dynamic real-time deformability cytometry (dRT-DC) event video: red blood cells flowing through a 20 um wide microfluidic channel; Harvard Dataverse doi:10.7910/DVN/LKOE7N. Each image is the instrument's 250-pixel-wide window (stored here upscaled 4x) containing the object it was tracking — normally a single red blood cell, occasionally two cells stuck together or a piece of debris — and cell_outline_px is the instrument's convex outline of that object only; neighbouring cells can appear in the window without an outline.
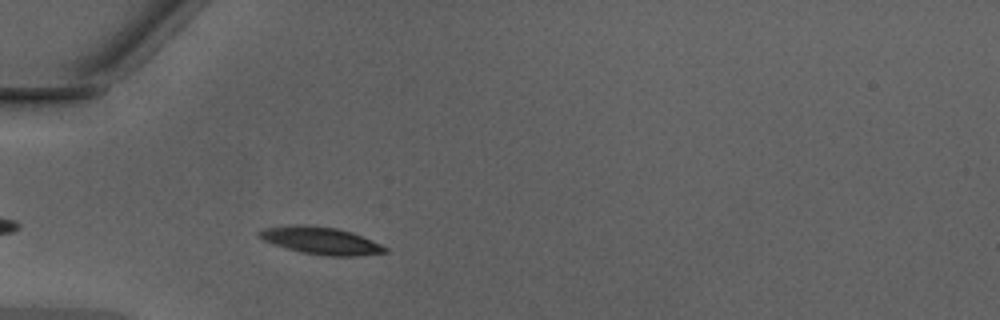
{"species": "Egyptian fruit bat (a non-hibernating species)", "species_latin": "Rousettus aegyptiacus", "temperature_condition": "warm", "stored_images_in_passage": 28, "camera_frame_rate_fps": 3000, "um_per_image_px": 0.085, "animal": {"sex": "male"}, "frame": {"image": 1, "passage_image": 4, "time_ms": 1.0, "image_size_px": [1000, 320], "cell_outline_px": [[388, 252], [356, 256], [328, 256], [304, 252], [288, 248], [264, 240], [256, 232], [264, 228], [300, 224], [304, 224], [336, 228], [352, 232], [372, 240], [388, 248]], "centroid_in_image_um": [27.32, 20.44], "position_along_channel_um": 57.7, "area_um2": 19.71}}
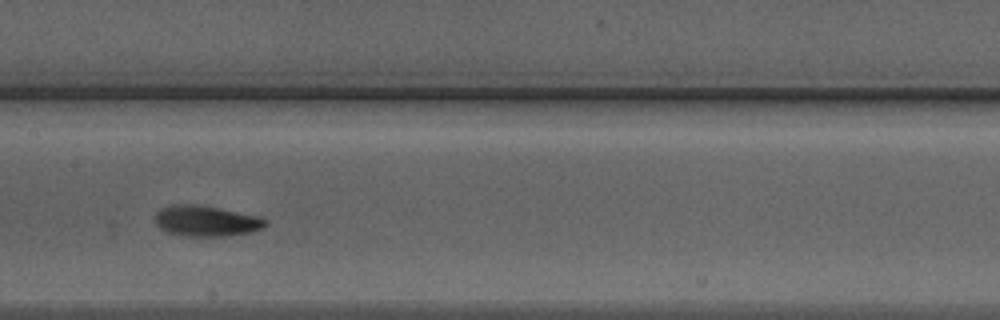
{"frame": {"image": 2, "passage_image": 14, "time_ms": 4.333, "image_size_px": [1000, 320], "cell_outline_px": [[268, 224], [264, 228], [252, 232], [224, 236], [176, 236], [160, 228], [156, 224], [156, 212], [160, 208], [176, 204], [192, 204], [220, 208], [260, 216], [268, 220]], "centroid_in_image_um": [17.56, 18.79], "position_along_channel_um": 189.8, "area_um2": 20.0}}
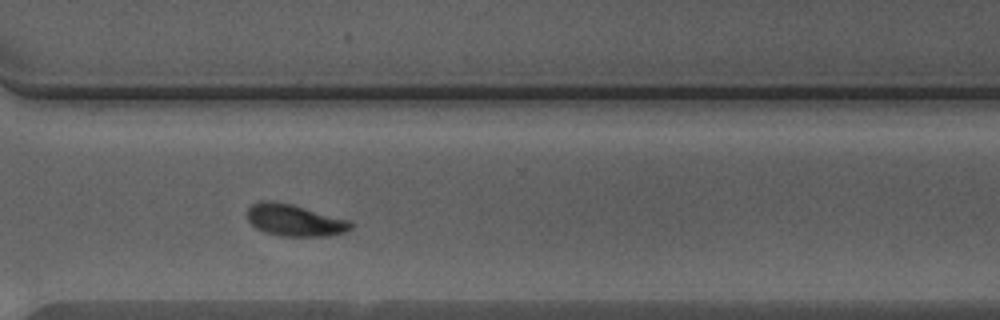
{"frame": {"image": 3, "passage_image": 25, "time_ms": 8.0, "image_size_px": [1000, 320], "cell_outline_px": [[352, 228], [344, 232], [328, 236], [280, 236], [264, 232], [256, 228], [248, 220], [248, 208], [252, 204], [260, 200], [272, 200], [292, 204], [348, 220], [352, 224]], "centroid_in_image_um": [25.0, 18.71], "position_along_channel_um": 345.6, "area_um2": 19.13}, "authors_computed_cell_mechanics": {"area_um2": 19.3341, "velocity_mm_per_s": 4.2544, "shape_relaxation_time_tau1_ms": 2.0461, "shape_relaxation_time_tau2_ms": 1.5487, "deformation_change_tau1": 0.132, "deformation_change_tau2": 0.063}}